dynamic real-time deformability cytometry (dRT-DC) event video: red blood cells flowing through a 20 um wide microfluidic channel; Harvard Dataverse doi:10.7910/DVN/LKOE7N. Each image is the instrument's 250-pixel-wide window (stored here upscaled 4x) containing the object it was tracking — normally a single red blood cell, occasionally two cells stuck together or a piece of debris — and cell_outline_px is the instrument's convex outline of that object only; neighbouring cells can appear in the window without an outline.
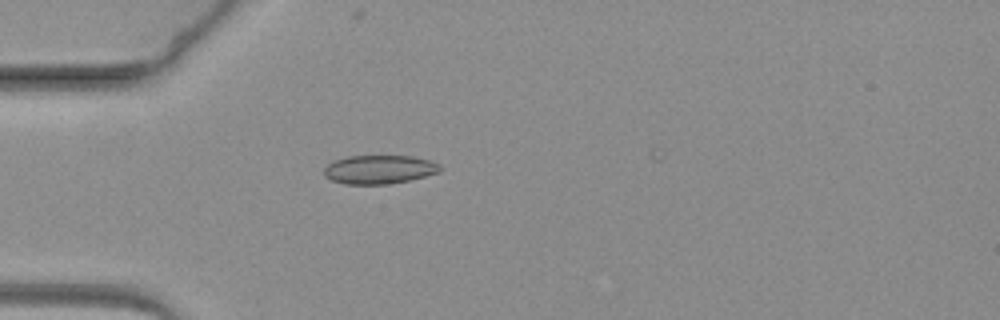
{"species": "common noctule bat (a hibernating species)", "species_latin": "Nyctalus noctula", "temperature_condition": "warm", "stored_images_in_passage": 7, "camera_frame_rate_fps": 3000, "um_per_image_px": 0.085, "animal": {"sex": "female", "body_mass_g": 19.3, "forearm_length_mm": 54.1}, "frame": {"image": 1, "passage_image": 1, "time_ms": 0.0, "image_size_px": [1000, 320], "cell_outline_px": [[440, 172], [408, 180], [388, 184], [344, 184], [332, 180], [324, 176], [324, 168], [332, 160], [348, 156], [412, 156], [432, 160], [440, 164]], "centroid_in_image_um": [32.22, 14.39], "position_along_channel_um": 52.8, "area_um2": 19.48}}
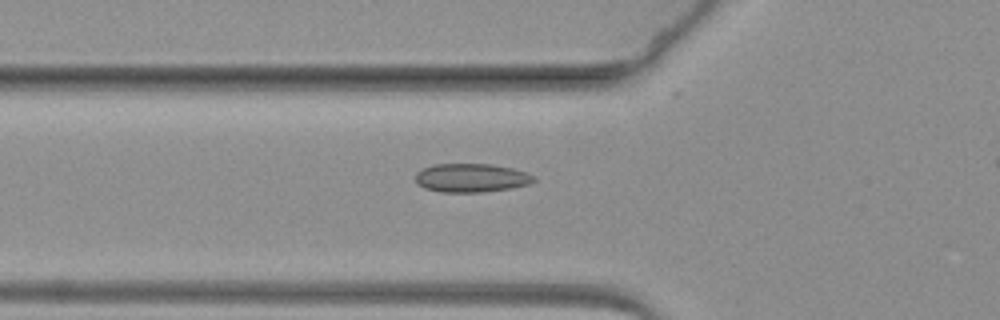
{"frame": {"image": 2, "passage_image": 5, "time_ms": 1.333, "image_size_px": [1000, 320], "cell_outline_px": [[536, 180], [528, 184], [512, 188], [484, 192], [440, 192], [424, 188], [416, 184], [416, 172], [432, 164], [492, 164], [512, 168], [536, 176]], "centroid_in_image_um": [40.05, 15.12], "position_along_channel_um": 85.8, "area_um2": 19.88}}